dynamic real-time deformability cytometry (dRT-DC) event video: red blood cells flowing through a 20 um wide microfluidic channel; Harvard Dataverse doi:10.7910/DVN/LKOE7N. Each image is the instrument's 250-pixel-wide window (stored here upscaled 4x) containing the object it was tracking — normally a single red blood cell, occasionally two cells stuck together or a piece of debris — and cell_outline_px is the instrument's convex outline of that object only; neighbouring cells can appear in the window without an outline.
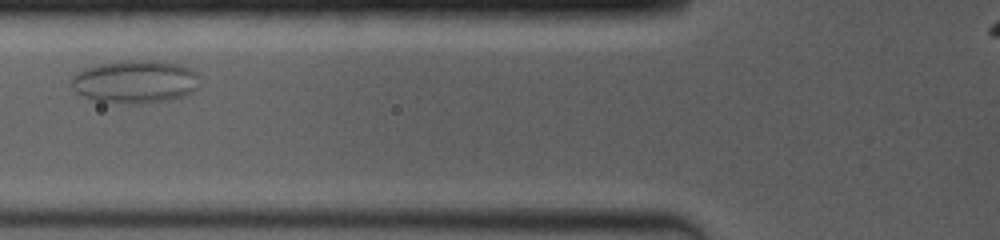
{"species": "common noctule bat (a hibernating species)", "species_latin": "Nyctalus noctula", "temperature_condition": "room temperature", "stored_images_in_passage": 24, "camera_frame_rate_fps": 4000, "um_per_image_px": 0.085, "animal": {"sex": "female", "body_mass_g": 19.0, "forearm_length_mm": 53.3}, "frame": {"image": 1, "passage_image": 6, "time_ms": 2.5, "image_size_px": [1000, 240], "cell_outline_px": [[200, 88], [184, 96], [164, 100], [140, 104], [132, 104], [96, 100], [84, 96], [76, 92], [68, 84], [72, 76], [76, 72], [84, 68], [100, 64], [128, 60], [144, 60], [180, 64], [196, 72]], "centroid_in_image_um": [11.46, 6.94], "position_along_channel_um": 114.3, "area_um2": 32.14}}
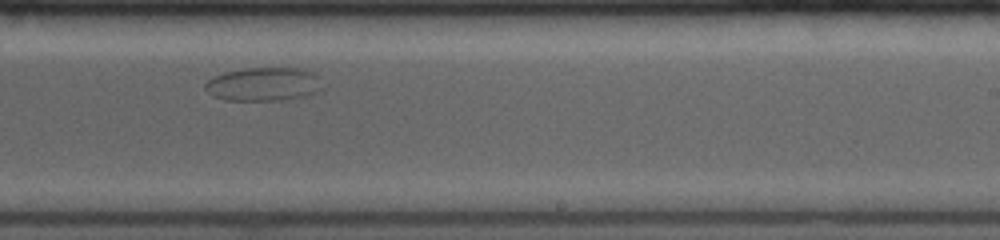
{"frame": {"image": 2, "passage_image": 15, "time_ms": 7.0, "image_size_px": [1000, 240], "cell_outline_px": [[324, 88], [304, 96], [280, 100], [224, 100], [212, 96], [204, 88], [204, 84], [212, 76], [224, 72], [248, 68], [300, 68], [312, 72], [316, 76]], "centroid_in_image_um": [22.35, 7.15], "position_along_channel_um": 266.6, "area_um2": 22.89}}
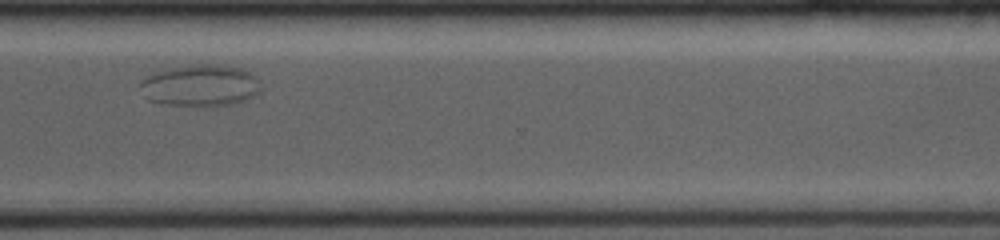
{"frame": {"image": 3, "passage_image": 20, "time_ms": 9.5, "image_size_px": [1000, 240], "cell_outline_px": [[260, 92], [256, 96], [248, 100], [232, 104], [212, 108], [160, 104], [148, 100], [140, 84], [140, 80], [156, 72], [172, 68], [200, 64], [216, 64], [240, 68], [252, 72], [260, 80]], "centroid_in_image_um": [17.1, 7.31], "position_along_channel_um": 353.5, "area_um2": 29.94}}